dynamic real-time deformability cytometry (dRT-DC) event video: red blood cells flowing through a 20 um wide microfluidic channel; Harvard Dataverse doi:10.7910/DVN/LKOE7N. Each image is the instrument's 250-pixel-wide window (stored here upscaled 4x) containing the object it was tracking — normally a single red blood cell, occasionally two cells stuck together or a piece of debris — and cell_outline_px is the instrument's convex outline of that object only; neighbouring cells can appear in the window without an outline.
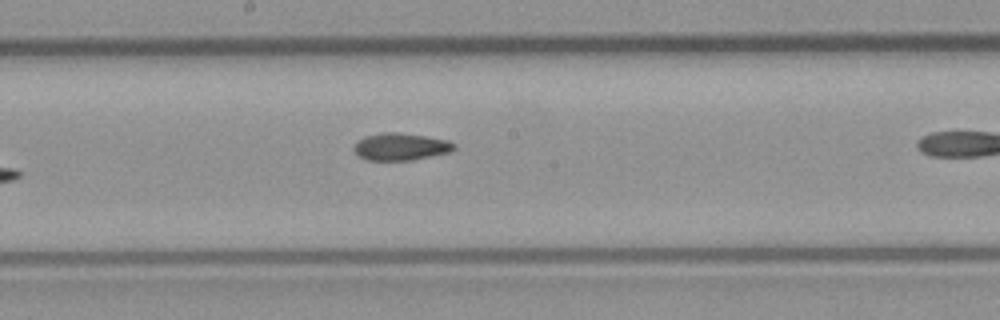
{"species": "common noctule bat (a hibernating species)", "species_latin": "Nyctalus noctula", "temperature_condition": "room temperature", "stored_images_in_passage": 9, "camera_frame_rate_fps": 3000, "um_per_image_px": 0.085, "animal": {"sex": "male", "body_mass_g": 23.1, "forearm_length_mm": 52.7}, "frame": {"image": 1, "passage_image": 8, "time_ms": 2.333, "image_size_px": [1000, 320], "cell_outline_px": [[456, 148], [448, 152], [412, 160], [368, 160], [360, 156], [352, 148], [356, 140], [364, 136], [380, 132], [400, 132], [448, 140], [456, 144]], "centroid_in_image_um": [34.02, 12.45], "position_along_channel_um": 214.2, "area_um2": 15.95}}